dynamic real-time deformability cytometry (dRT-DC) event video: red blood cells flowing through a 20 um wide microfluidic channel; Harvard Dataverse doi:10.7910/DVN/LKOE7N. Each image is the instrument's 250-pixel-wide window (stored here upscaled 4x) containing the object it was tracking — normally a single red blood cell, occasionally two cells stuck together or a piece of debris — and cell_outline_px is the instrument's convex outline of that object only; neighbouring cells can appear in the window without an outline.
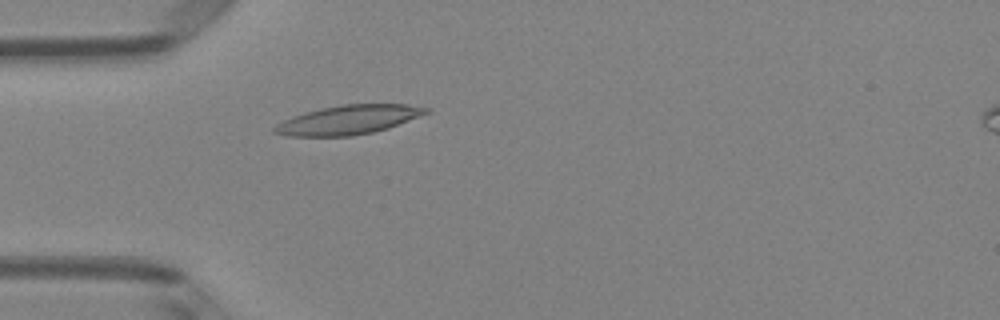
{"species": "Egyptian fruit bat (a non-hibernating species)", "species_latin": "Rousettus aegyptiacus", "temperature_condition": "room temperature", "stored_images_in_passage": 47, "camera_frame_rate_fps": 3000, "um_per_image_px": 0.085, "animal": {"sex": "female"}, "frame": {"image": 1, "passage_image": 12, "time_ms": 3.667, "image_size_px": [1000, 320], "cell_outline_px": [[432, 108], [428, 112], [388, 128], [372, 132], [352, 136], [288, 136], [272, 132], [272, 128], [276, 124], [284, 120], [304, 112], [320, 108], [344, 104], [408, 104]], "centroid_in_image_um": [29.59, 10.18], "position_along_channel_um": 55.4, "area_um2": 25.61}}
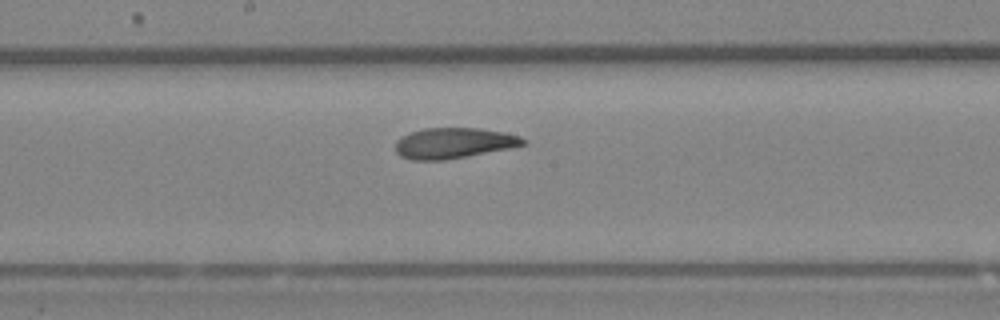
{"frame": {"image": 2, "passage_image": 24, "time_ms": 7.667, "image_size_px": [1000, 320], "cell_outline_px": [[528, 144], [508, 148], [444, 160], [412, 160], [400, 156], [396, 152], [396, 140], [400, 136], [408, 132], [424, 128], [480, 128], [504, 132], [520, 136], [528, 140]], "centroid_in_image_um": [38.55, 12.15], "position_along_channel_um": 209.7, "area_um2": 22.89}}
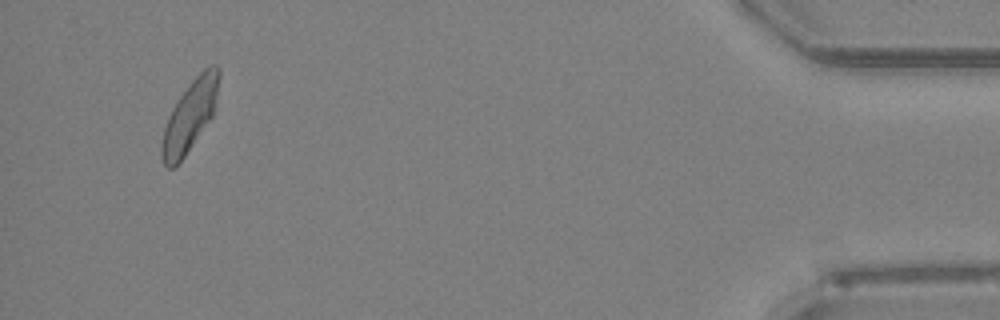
{"frame": {"image": 3, "passage_image": 45, "time_ms": 14.667, "image_size_px": [1000, 320], "cell_outline_px": [[220, 76], [212, 116], [184, 156], [172, 168], [168, 168], [164, 164], [160, 156], [160, 144], [164, 128], [168, 116], [172, 108], [180, 96], [192, 80], [204, 68], [212, 64], [216, 64], [220, 68]], "centroid_in_image_um": [16.12, 9.83], "position_along_channel_um": 419.1, "area_um2": 23.18}, "authors_computed_cell_mechanics": {"area_um2": 23.6402, "velocity_mm_per_s": 4.0362, "shape_relaxation_time_tau1_ms": 8.659, "shape_relaxation_time_tau2_ms": 3.2229, "deformation_change_tau1": 0.2201, "deformation_change_tau2": 0.1039}}